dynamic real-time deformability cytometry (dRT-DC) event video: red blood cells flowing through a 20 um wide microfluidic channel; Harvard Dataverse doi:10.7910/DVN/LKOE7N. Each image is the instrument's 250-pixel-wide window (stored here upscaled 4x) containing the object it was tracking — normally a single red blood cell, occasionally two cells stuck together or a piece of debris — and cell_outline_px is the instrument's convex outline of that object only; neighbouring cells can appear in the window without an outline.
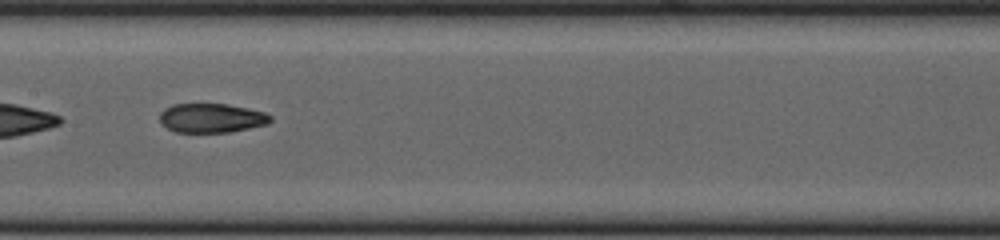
{"species": "common noctule bat (a hibernating species)", "species_latin": "Nyctalus noctula", "temperature_condition": "cold", "stored_images_in_passage": 13, "camera_frame_rate_fps": 3000, "um_per_image_px": 0.085, "animal": {"sex": "female", "body_mass_g": 23.0, "forearm_length_mm": 53.4}, "frame": {"image": 1, "passage_image": 10, "time_ms": 3.0, "image_size_px": [1000, 240], "cell_outline_px": [[272, 120], [268, 124], [228, 132], [176, 132], [168, 128], [160, 120], [160, 112], [164, 108], [172, 104], [228, 104], [248, 108], [264, 112], [272, 116]], "centroid_in_image_um": [17.99, 10.02], "position_along_channel_um": 189.4, "area_um2": 18.79}}